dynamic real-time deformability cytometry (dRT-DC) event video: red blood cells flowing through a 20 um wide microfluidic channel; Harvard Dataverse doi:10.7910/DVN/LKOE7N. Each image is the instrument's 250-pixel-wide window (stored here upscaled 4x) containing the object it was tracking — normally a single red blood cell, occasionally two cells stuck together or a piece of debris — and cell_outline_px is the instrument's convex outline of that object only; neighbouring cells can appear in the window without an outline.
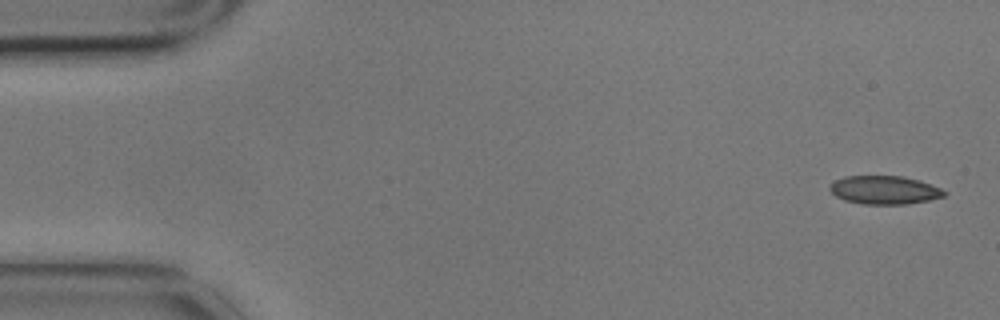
{"species": "common noctule bat (a hibernating species)", "species_latin": "Nyctalus noctula", "temperature_condition": "cold", "stored_images_in_passage": 5, "camera_frame_rate_fps": 3000, "um_per_image_px": 0.085, "animal": {"sex": "male", "body_mass_g": 17.9}, "frame": {"image": 1, "passage_image": 1, "time_ms": 0.0, "image_size_px": [1000, 320], "cell_outline_px": [[948, 192], [944, 196], [928, 200], [908, 204], [864, 204], [844, 200], [836, 196], [828, 188], [836, 180], [844, 176], [904, 176], [920, 180], [940, 188]], "centroid_in_image_um": [75.19, 16.15], "position_along_channel_um": 9.8, "area_um2": 18.9}}
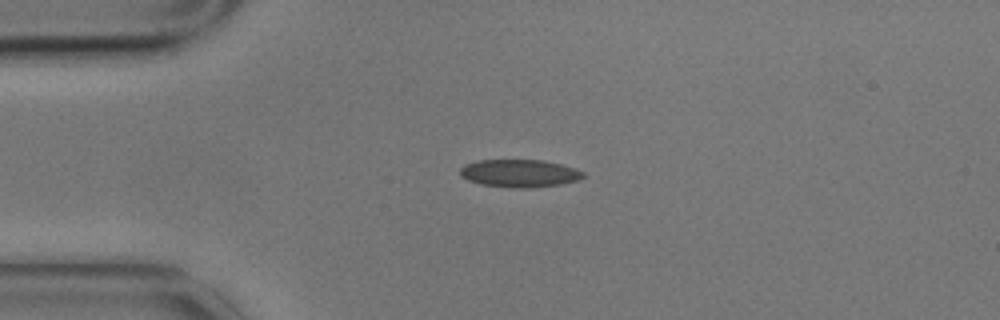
{"frame": {"image": 2, "passage_image": 4, "time_ms": 1.0, "image_size_px": [1000, 320], "cell_outline_px": [[584, 176], [576, 180], [560, 184], [532, 188], [516, 188], [480, 184], [468, 180], [460, 176], [460, 168], [464, 164], [476, 160], [544, 160], [576, 168], [584, 172]], "centroid_in_image_um": [44.13, 14.72], "position_along_channel_um": 40.9, "area_um2": 19.94}}